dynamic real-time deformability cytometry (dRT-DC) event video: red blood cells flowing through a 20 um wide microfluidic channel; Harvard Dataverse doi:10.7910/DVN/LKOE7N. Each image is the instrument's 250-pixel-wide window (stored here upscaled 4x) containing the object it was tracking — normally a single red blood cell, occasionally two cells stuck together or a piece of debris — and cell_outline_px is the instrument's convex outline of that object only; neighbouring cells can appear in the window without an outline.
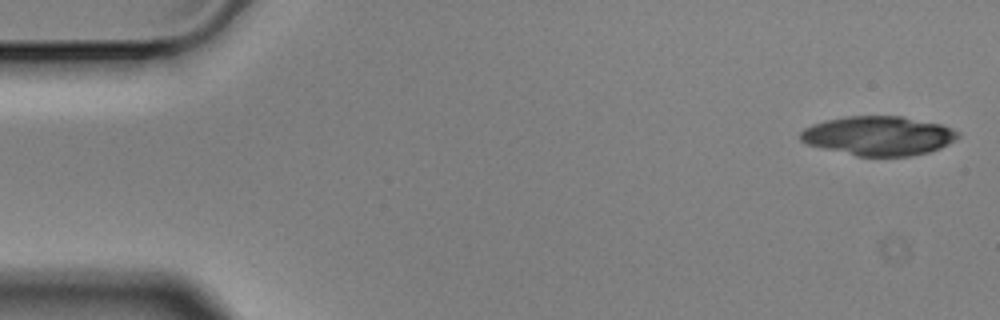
{"species": "Egyptian fruit bat (a non-hibernating species)", "species_latin": "Rousettus aegyptiacus", "temperature_condition": "cold", "stored_images_in_passage": 6, "segment_of_instrument_passage": [1, 2], "camera_frame_rate_fps": 3000, "um_per_image_px": 0.085, "animal": {"sex": "male"}, "frame": {"image": 1, "passage_image": 1, "time_ms": 0.0, "image_size_px": [1000, 320], "cell_outline_px": [[960, 136], [956, 140], [940, 148], [928, 152], [912, 156], [856, 156], [808, 144], [800, 140], [800, 132], [804, 128], [812, 124], [824, 120], [844, 116], [904, 116], [940, 124], [952, 128], [960, 132]], "centroid_in_image_um": [74.69, 11.53], "position_along_channel_um": 10.3, "area_um2": 36.18}}